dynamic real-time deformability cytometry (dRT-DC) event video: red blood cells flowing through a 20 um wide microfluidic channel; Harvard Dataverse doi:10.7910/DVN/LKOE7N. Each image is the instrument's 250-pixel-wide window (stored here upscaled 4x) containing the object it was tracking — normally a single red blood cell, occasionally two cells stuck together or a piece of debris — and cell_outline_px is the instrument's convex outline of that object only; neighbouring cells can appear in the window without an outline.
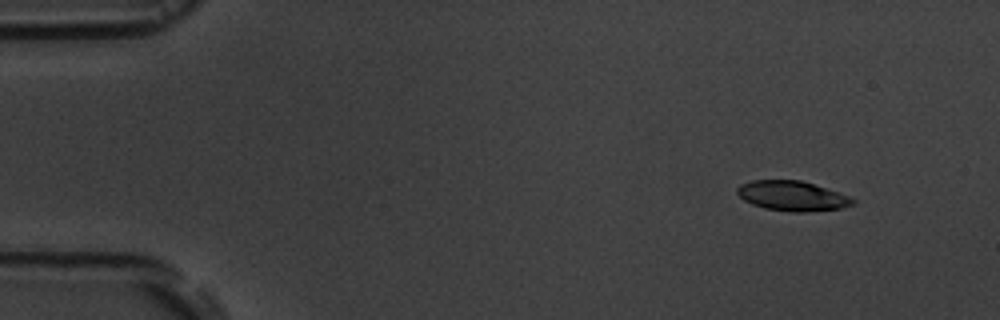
{"species": "common noctule bat (a hibernating species)", "species_latin": "Nyctalus noctula", "temperature_condition": "room temperature", "stored_images_in_passage": 6, "camera_frame_rate_fps": 3000, "um_per_image_px": 0.085, "animal": {"sex": "male", "body_mass_g": 19.5, "forearm_length_mm": 54.6}, "frame": {"image": 1, "passage_image": 2, "time_ms": 1.0, "image_size_px": [1000, 320], "cell_outline_px": [[856, 204], [840, 208], [804, 212], [792, 212], [764, 208], [752, 204], [744, 200], [736, 192], [736, 188], [740, 184], [752, 180], [800, 180], [848, 196], [856, 200]], "centroid_in_image_um": [67.31, 16.66], "position_along_channel_um": 17.7, "area_um2": 19.94}}
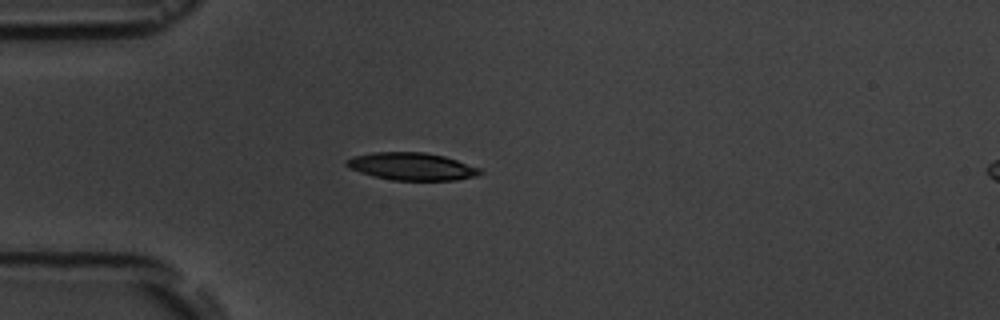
{"frame": {"image": 2, "passage_image": 5, "time_ms": 4.333, "image_size_px": [1000, 320], "cell_outline_px": [[484, 172], [476, 176], [456, 180], [392, 180], [372, 176], [348, 168], [344, 164], [344, 160], [352, 156], [372, 152], [424, 152], [444, 156], [480, 168]], "centroid_in_image_um": [34.95, 14.14], "position_along_channel_um": 50.1, "area_um2": 21.56}}